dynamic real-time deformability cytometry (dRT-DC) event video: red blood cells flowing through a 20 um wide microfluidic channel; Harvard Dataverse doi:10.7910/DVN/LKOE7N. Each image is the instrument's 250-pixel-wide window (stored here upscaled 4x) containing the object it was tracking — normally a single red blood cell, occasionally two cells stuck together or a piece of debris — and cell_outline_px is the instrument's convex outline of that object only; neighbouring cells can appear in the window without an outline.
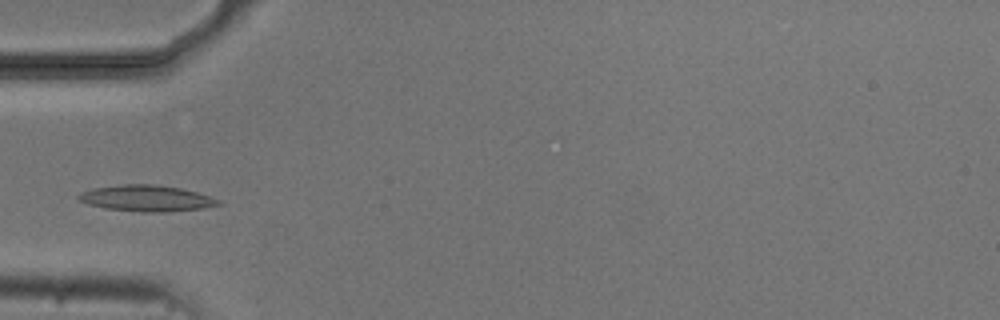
{"species": "common noctule bat (a hibernating species)", "species_latin": "Nyctalus noctula", "temperature_condition": "cold", "stored_images_in_passage": 5, "camera_frame_rate_fps": 3000, "um_per_image_px": 0.085, "animal": {"sex": "male", "body_mass_g": 20.5, "forearm_length_mm": 52.5}, "frame": {"image": 1, "passage_image": 5, "time_ms": 5.333, "image_size_px": [1000, 320], "cell_outline_px": [[224, 204], [204, 208], [168, 212], [140, 212], [104, 208], [88, 204], [76, 200], [76, 196], [80, 192], [92, 188], [124, 184], [156, 184], [180, 188], [196, 192], [220, 200]], "centroid_in_image_um": [12.43, 16.86], "position_along_channel_um": 72.6, "area_um2": 21.56}}